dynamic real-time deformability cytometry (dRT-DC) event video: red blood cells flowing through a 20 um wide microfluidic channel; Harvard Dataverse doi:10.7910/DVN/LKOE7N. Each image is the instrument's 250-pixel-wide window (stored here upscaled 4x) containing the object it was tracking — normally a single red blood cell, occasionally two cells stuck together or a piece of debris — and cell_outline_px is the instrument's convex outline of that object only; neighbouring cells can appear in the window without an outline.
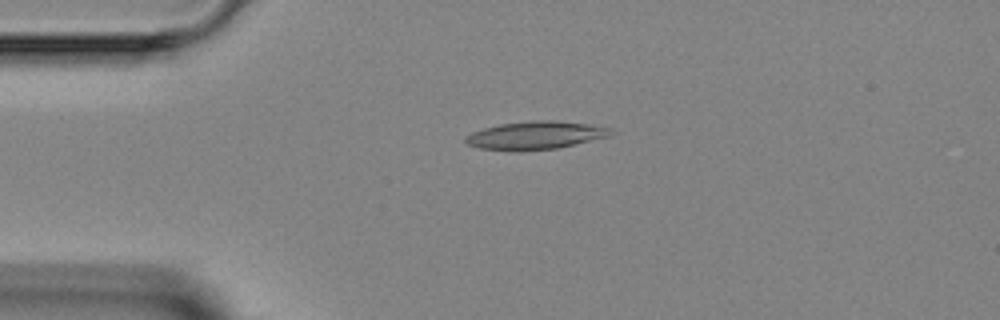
{"species": "Egyptian fruit bat (a non-hibernating species)", "species_latin": "Rousettus aegyptiacus", "temperature_condition": "room temperature", "stored_images_in_passage": 4, "camera_frame_rate_fps": 3000, "um_per_image_px": 0.085, "animal": {"sex": "female"}, "frame": {"image": 1, "passage_image": 2, "time_ms": 1.0, "image_size_px": [1000, 320], "cell_outline_px": [[616, 132], [608, 136], [576, 144], [556, 148], [520, 152], [512, 152], [480, 148], [468, 144], [464, 140], [464, 136], [472, 132], [484, 128], [500, 124], [536, 120], [552, 120], [592, 124], [612, 128]], "centroid_in_image_um": [45.52, 11.51], "position_along_channel_um": 39.5, "area_um2": 24.04}}
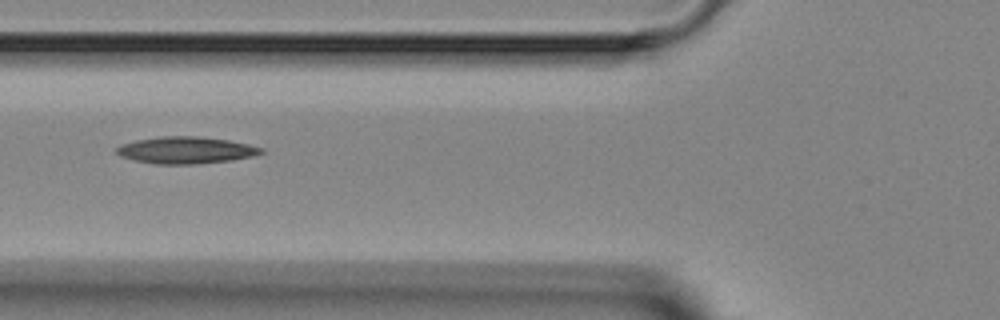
{"frame": {"image": 2, "passage_image": 4, "time_ms": 3.333, "image_size_px": [1000, 320], "cell_outline_px": [[264, 152], [252, 156], [232, 160], [196, 164], [156, 164], [136, 160], [120, 156], [116, 152], [116, 148], [120, 144], [136, 140], [160, 136], [196, 136], [228, 140], [248, 144], [264, 148]], "centroid_in_image_um": [15.79, 12.76], "position_along_channel_um": 110.0, "area_um2": 22.6}}